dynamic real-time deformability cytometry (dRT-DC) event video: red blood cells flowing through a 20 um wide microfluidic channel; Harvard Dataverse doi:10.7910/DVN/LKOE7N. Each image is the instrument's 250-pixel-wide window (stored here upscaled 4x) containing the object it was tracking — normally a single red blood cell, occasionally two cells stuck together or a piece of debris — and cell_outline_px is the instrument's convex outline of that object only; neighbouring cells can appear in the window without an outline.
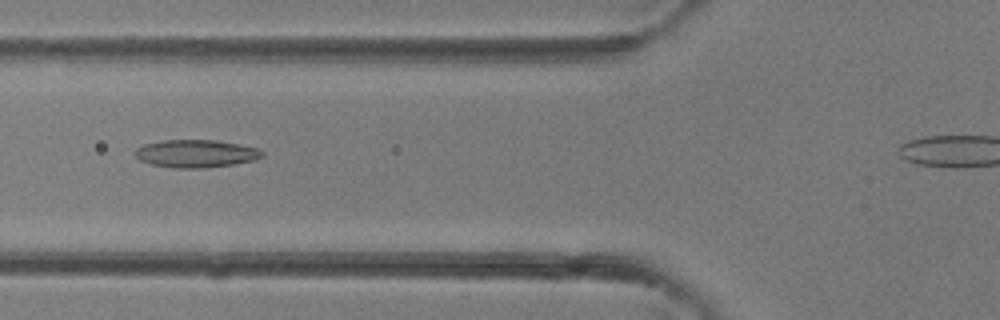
{"species": "common noctule bat (a hibernating species)", "species_latin": "Nyctalus noctula", "temperature_condition": "room temperature", "stored_images_in_passage": 30, "camera_frame_rate_fps": 3000, "um_per_image_px": 0.085, "animal": {"sex": "female"}, "frame": {"image": 1, "passage_image": 10, "time_ms": 3.0, "image_size_px": [1000, 320], "cell_outline_px": [[264, 156], [256, 160], [232, 164], [204, 168], [172, 168], [152, 164], [140, 160], [136, 156], [136, 148], [144, 144], [164, 140], [216, 140], [240, 144], [256, 148], [264, 152]], "centroid_in_image_um": [16.68, 13.05], "position_along_channel_um": 109.1, "area_um2": 20.52}}
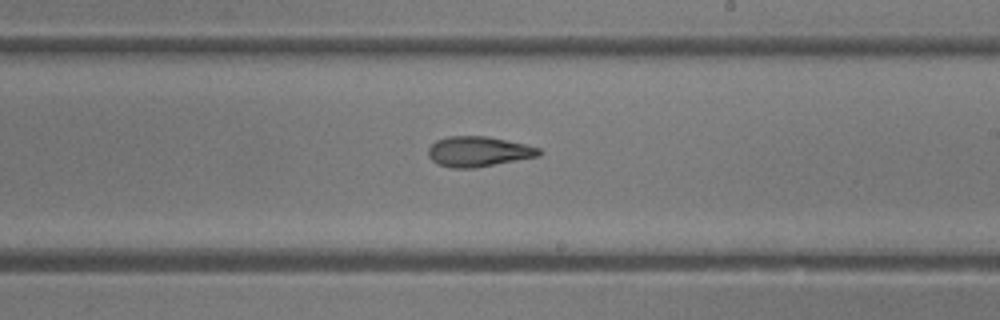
{"frame": {"image": 2, "passage_image": 18, "time_ms": 5.667, "image_size_px": [1000, 320], "cell_outline_px": [[544, 152], [540, 156], [476, 168], [452, 168], [436, 164], [428, 156], [428, 148], [436, 140], [448, 136], [488, 136], [524, 144], [540, 148]], "centroid_in_image_um": [40.67, 12.89], "position_along_channel_um": 248.3, "area_um2": 19.71}}
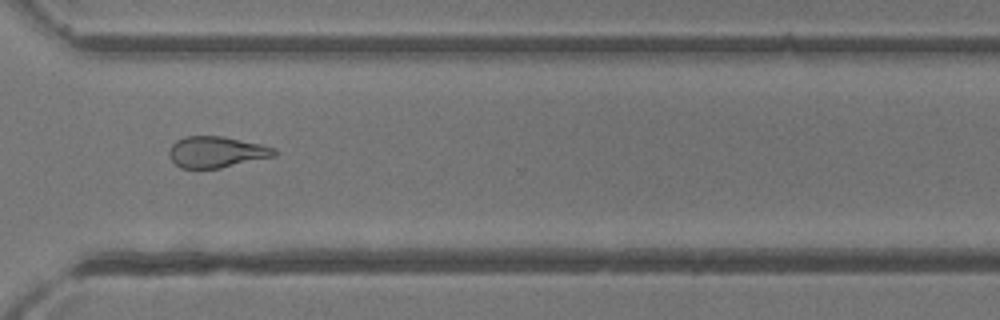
{"frame": {"image": 3, "passage_image": 24, "time_ms": 7.667, "image_size_px": [1000, 320], "cell_outline_px": [[276, 156], [220, 168], [180, 168], [168, 156], [168, 148], [176, 140], [184, 136], [224, 136], [260, 144], [276, 148]], "centroid_in_image_um": [18.37, 12.91], "position_along_channel_um": 352.2, "area_um2": 19.25}}